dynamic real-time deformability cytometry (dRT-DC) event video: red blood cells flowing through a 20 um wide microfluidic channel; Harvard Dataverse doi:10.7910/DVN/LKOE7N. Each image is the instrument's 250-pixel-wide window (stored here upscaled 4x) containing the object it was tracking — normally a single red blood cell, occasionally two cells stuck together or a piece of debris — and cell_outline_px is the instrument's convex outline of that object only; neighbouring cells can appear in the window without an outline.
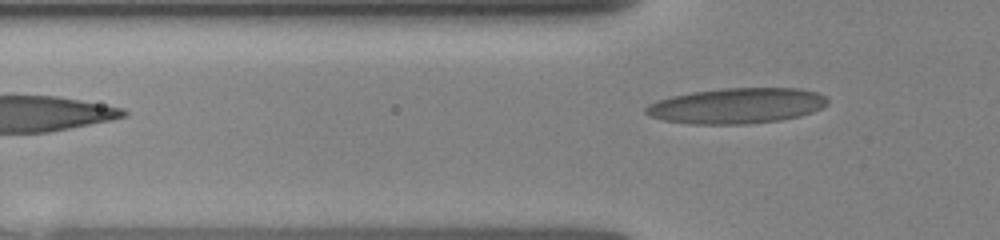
{"species": "human", "species_latin": "Homo sapiens", "temperature_condition": "room temperature", "stored_images_in_passage": 7, "segment_of_instrument_passage": [2, 2], "camera_frame_rate_fps": 3000, "um_per_image_px": 0.085, "donor": {"sex": "female"}, "frame": {"image": 1, "passage_image": 7, "time_ms": 4.333, "image_size_px": [1000, 240], "cell_outline_px": [[828, 104], [812, 112], [800, 116], [780, 120], [748, 124], [692, 124], [664, 120], [648, 116], [644, 112], [644, 108], [648, 104], [656, 100], [672, 96], [692, 92], [724, 88], [800, 88], [816, 92], [824, 96], [828, 100]], "centroid_in_image_um": [62.6, 8.99], "position_along_channel_um": 63.2, "area_um2": 37.74}}